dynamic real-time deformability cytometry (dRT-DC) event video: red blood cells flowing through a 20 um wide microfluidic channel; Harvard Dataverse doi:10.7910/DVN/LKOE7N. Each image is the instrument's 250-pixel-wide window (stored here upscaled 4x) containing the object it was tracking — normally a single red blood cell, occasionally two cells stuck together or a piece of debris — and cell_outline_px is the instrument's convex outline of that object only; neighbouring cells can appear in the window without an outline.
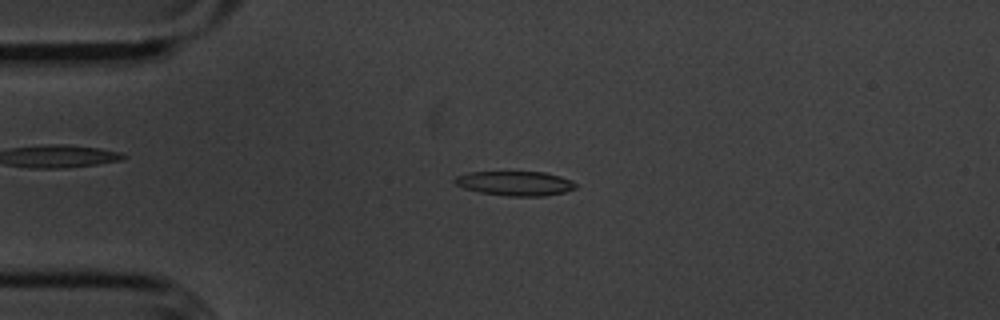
{"species": "common noctule bat (a hibernating species)", "species_latin": "Nyctalus noctula", "temperature_condition": "cold", "stored_images_in_passage": 55, "camera_frame_rate_fps": 3000, "um_per_image_px": 0.085, "animal": {"sex": "male", "body_mass_g": 20.1, "forearm_length_mm": 53.5}, "frame": {"image": 1, "passage_image": 13, "time_ms": 4.0, "image_size_px": [1000, 320], "cell_outline_px": [[576, 188], [564, 192], [544, 196], [508, 196], [480, 192], [464, 188], [456, 184], [452, 180], [456, 176], [468, 172], [544, 172], [560, 176], [572, 180], [576, 184]], "centroid_in_image_um": [43.78, 15.58], "position_along_channel_um": 41.2, "area_um2": 17.22}}
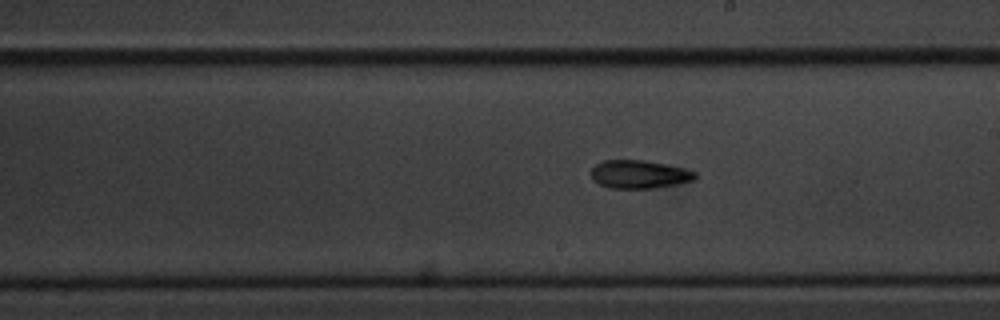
{"frame": {"image": 2, "passage_image": 31, "time_ms": 10.0, "image_size_px": [1000, 320], "cell_outline_px": [[696, 180], [680, 184], [652, 188], [608, 188], [592, 180], [588, 172], [596, 164], [604, 160], [644, 160], [684, 168], [696, 172]], "centroid_in_image_um": [54.32, 14.82], "position_along_channel_um": 234.7, "area_um2": 17.34}}
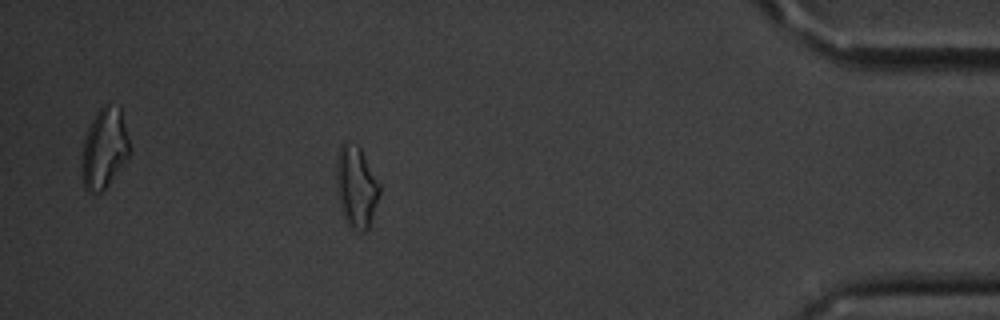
{"frame": {"image": 3, "passage_image": 49, "time_ms": 16.0, "image_size_px": [1000, 320], "cell_outline_px": [[380, 192], [368, 228], [364, 232], [360, 232], [348, 228], [344, 220], [340, 208], [336, 192], [336, 160], [340, 144], [344, 140], [348, 140], [356, 144], [360, 148], [380, 184]], "centroid_in_image_um": [30.23, 15.88], "position_along_channel_um": 405.0, "area_um2": 20.98}, "authors_computed_cell_mechanics": {"area_um2": 17.2822, "velocity_mm_per_s": 3.6133, "shape_relaxation_time_tau1_ms": 7.3139, "shape_relaxation_time_tau2_ms": 6.7458, "deformation_change_tau1": 0.1626, "deformation_change_tau2": 0.1628}}